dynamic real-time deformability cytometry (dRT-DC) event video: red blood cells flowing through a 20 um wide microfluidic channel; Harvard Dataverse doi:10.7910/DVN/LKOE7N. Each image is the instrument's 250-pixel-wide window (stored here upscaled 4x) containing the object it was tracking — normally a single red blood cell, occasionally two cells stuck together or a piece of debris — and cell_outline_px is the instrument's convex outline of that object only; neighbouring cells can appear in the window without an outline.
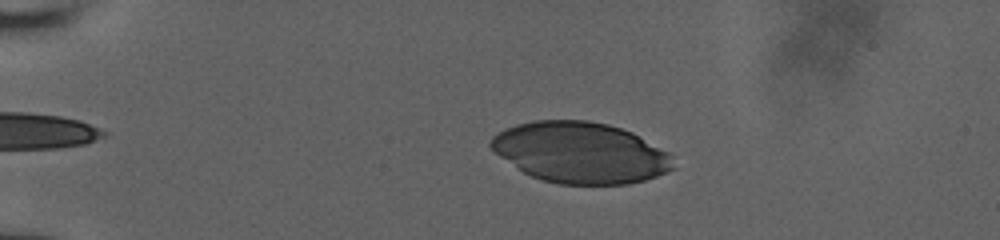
{"species": "human", "species_latin": "Homo sapiens", "temperature_condition": "room temperature", "stored_images_in_passage": 49, "camera_frame_rate_fps": 3000, "um_per_image_px": 0.085, "donor": {"sex": "male"}, "frame": {"image": 1, "passage_image": 13, "time_ms": 4.0, "image_size_px": [1000, 240], "cell_outline_px": [[676, 168], [668, 172], [644, 180], [628, 184], [560, 184], [544, 180], [532, 176], [524, 172], [500, 156], [488, 144], [492, 136], [504, 128], [516, 124], [532, 120], [588, 120], [608, 124], [632, 132], [668, 152], [672, 156]], "centroid_in_image_um": [49.35, 12.96], "position_along_channel_um": 35.7, "area_um2": 64.79}}